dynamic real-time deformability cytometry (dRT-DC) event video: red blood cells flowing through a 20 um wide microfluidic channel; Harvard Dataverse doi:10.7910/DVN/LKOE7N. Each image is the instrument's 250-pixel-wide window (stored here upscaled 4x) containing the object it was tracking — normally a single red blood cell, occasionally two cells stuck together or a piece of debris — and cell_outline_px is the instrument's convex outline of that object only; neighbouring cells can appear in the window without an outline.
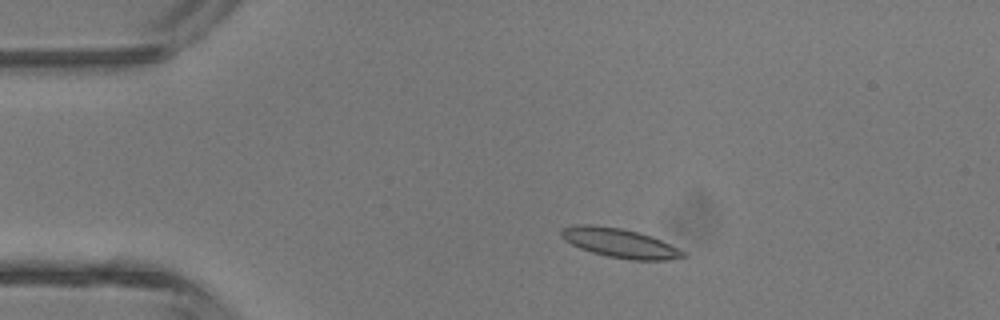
{"species": "common noctule bat (a hibernating species)", "species_latin": "Nyctalus noctula", "temperature_condition": "room temperature", "stored_images_in_passage": 3, "camera_frame_rate_fps": 3000, "um_per_image_px": 0.085, "animal": {"sex": "male", "body_mass_g": 13.3}, "frame": {"image": 1, "passage_image": 1, "time_ms": 0.0, "image_size_px": [1000, 320], "cell_outline_px": [[688, 256], [668, 260], [632, 260], [608, 256], [592, 252], [580, 248], [564, 240], [560, 236], [560, 232], [564, 228], [576, 224], [592, 224], [620, 228], [652, 236], [684, 252]], "centroid_in_image_um": [52.65, 20.65], "position_along_channel_um": 32.4, "area_um2": 20.52}}
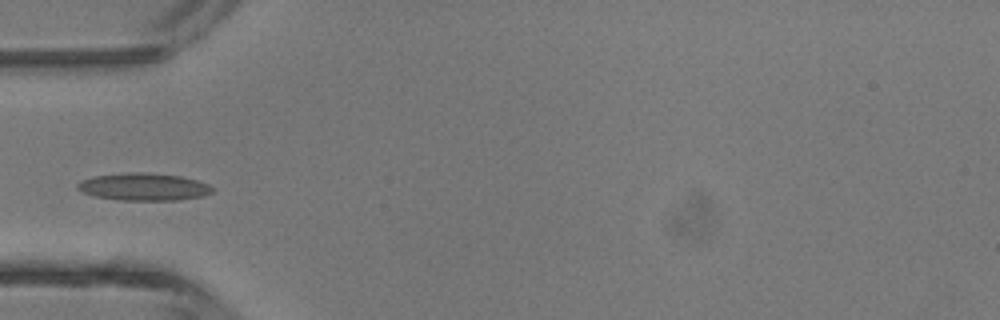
{"frame": {"image": 2, "passage_image": 3, "time_ms": 2.0, "image_size_px": [1000, 320], "cell_outline_px": [[216, 188], [212, 192], [204, 196], [180, 200], [120, 200], [96, 196], [80, 192], [76, 188], [76, 184], [80, 180], [96, 176], [128, 172], [140, 172], [180, 176], [196, 180], [208, 184]], "centroid_in_image_um": [12.22, 15.88], "position_along_channel_um": 72.8, "area_um2": 21.62}}